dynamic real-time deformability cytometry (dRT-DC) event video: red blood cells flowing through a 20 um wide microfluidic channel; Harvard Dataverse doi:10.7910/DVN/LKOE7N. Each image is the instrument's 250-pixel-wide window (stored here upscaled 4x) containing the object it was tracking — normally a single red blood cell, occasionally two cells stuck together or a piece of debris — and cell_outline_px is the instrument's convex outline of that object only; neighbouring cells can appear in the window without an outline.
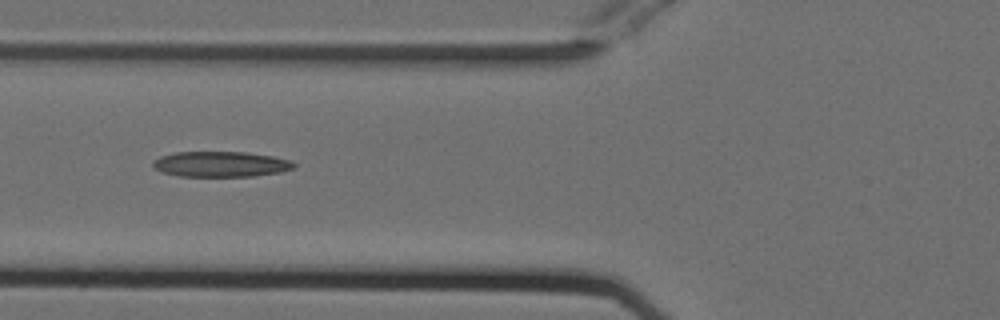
{"species": "Egyptian fruit bat (a non-hibernating species)", "species_latin": "Rousettus aegyptiacus", "temperature_condition": "cold", "stored_images_in_passage": 38, "camera_frame_rate_fps": 3000, "um_per_image_px": 0.085, "animal": {"sex": "female"}, "frame": {"image": 1, "passage_image": 5, "time_ms": 1.333, "image_size_px": [1000, 320], "cell_outline_px": [[296, 168], [280, 172], [252, 176], [180, 176], [160, 172], [152, 168], [152, 160], [160, 156], [176, 152], [244, 152], [272, 156], [292, 160], [296, 164]], "centroid_in_image_um": [18.74, 13.95], "position_along_channel_um": 107.1, "area_um2": 21.1}}
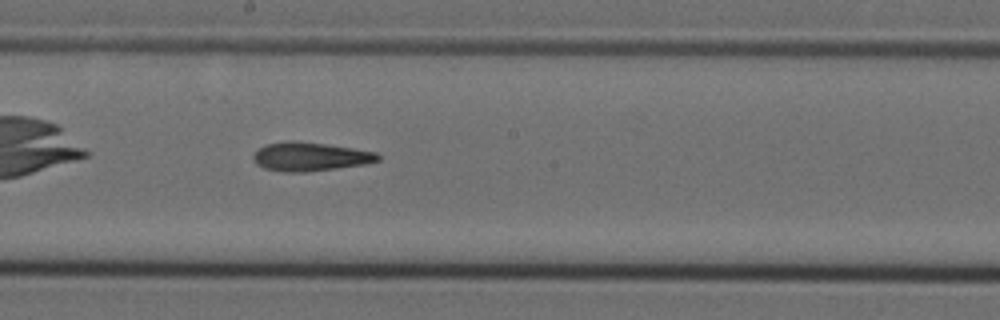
{"frame": {"image": 2, "passage_image": 14, "time_ms": 4.333, "image_size_px": [1000, 320], "cell_outline_px": [[380, 160], [368, 164], [308, 172], [284, 172], [264, 168], [256, 164], [252, 160], [252, 156], [260, 148], [268, 144], [284, 140], [292, 140], [324, 144], [352, 148], [376, 152], [380, 156]], "centroid_in_image_um": [26.36, 13.32], "position_along_channel_um": 221.8, "area_um2": 20.98}}
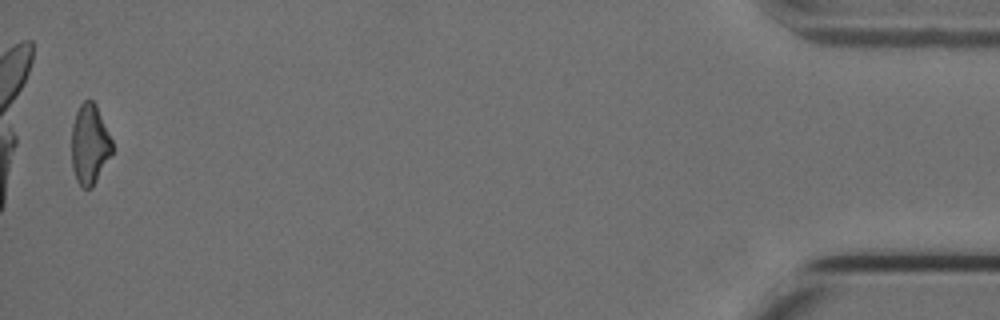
{"frame": {"image": 3, "passage_image": 37, "time_ms": 12.0, "image_size_px": [1000, 320], "cell_outline_px": [[112, 152], [92, 188], [84, 188], [76, 180], [72, 168], [72, 124], [76, 112], [80, 104], [84, 100], [92, 100], [96, 104], [112, 140]], "centroid_in_image_um": [7.61, 12.25], "position_along_channel_um": 427.6, "area_um2": 18.79}, "authors_computed_cell_mechanics": {"area_um2": 20.4901, "velocity_mm_per_s": 3.8043, "shape_relaxation_time_tau1_ms": null, "shape_relaxation_time_tau2_ms": 7.8654, "deformation_change_tau1": null, "deformation_change_tau2": 0.213}}